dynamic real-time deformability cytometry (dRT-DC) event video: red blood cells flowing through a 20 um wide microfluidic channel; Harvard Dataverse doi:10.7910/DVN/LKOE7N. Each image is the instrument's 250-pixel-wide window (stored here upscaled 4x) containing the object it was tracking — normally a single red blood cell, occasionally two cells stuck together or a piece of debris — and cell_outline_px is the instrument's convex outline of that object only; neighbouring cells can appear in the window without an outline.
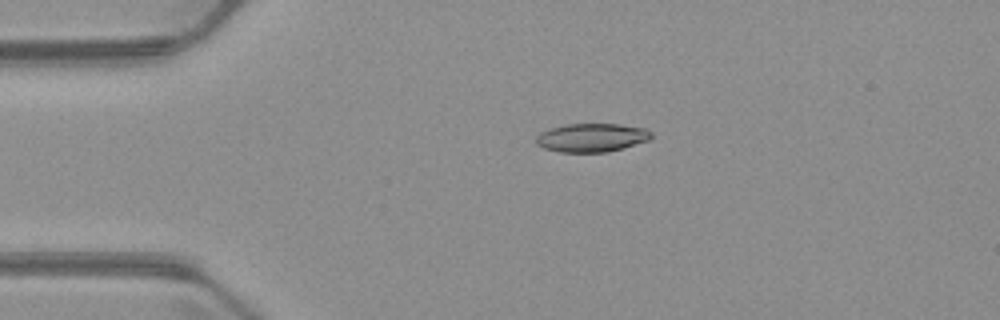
{"species": "common noctule bat (a hibernating species)", "species_latin": "Nyctalus noctula", "temperature_condition": "warm", "stored_images_in_passage": 2, "camera_frame_rate_fps": 3000, "um_per_image_px": 0.085, "animal": {"sex": "male", "body_mass_g": 23.1, "forearm_length_mm": 52.7}, "frame": {"image": 1, "passage_image": 1, "time_ms": 0.0, "image_size_px": [1000, 320], "cell_outline_px": [[652, 136], [648, 140], [624, 148], [608, 152], [560, 152], [544, 148], [536, 144], [536, 136], [540, 132], [548, 128], [568, 124], [620, 124], [644, 128], [652, 132]], "centroid_in_image_um": [50.28, 11.7], "position_along_channel_um": 34.7, "area_um2": 19.25}}